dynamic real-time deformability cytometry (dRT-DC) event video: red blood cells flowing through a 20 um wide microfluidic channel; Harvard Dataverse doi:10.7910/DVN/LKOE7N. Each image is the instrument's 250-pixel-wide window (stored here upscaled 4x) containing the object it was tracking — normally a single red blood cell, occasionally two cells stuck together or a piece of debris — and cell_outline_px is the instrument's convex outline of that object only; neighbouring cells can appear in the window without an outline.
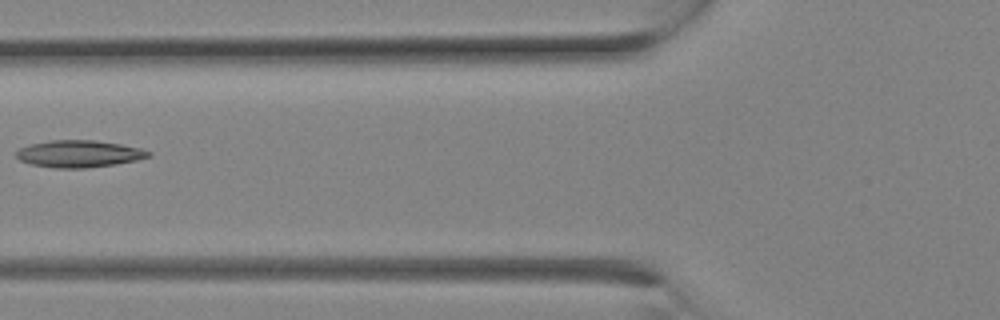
{"species": "Egyptian fruit bat (a non-hibernating species)", "species_latin": "Rousettus aegyptiacus", "temperature_condition": "room temperature", "stored_images_in_passage": 15, "camera_frame_rate_fps": 3000, "um_per_image_px": 0.085, "animal": {"sex": "female"}, "frame": {"image": 1, "passage_image": 11, "time_ms": 3.333, "image_size_px": [1000, 320], "cell_outline_px": [[152, 156], [136, 160], [116, 164], [84, 168], [52, 168], [32, 164], [20, 160], [16, 156], [16, 152], [20, 148], [32, 144], [48, 140], [96, 140], [120, 144], [140, 148], [152, 152]], "centroid_in_image_um": [6.74, 13.07], "position_along_channel_um": 119.1, "area_um2": 20.81}}
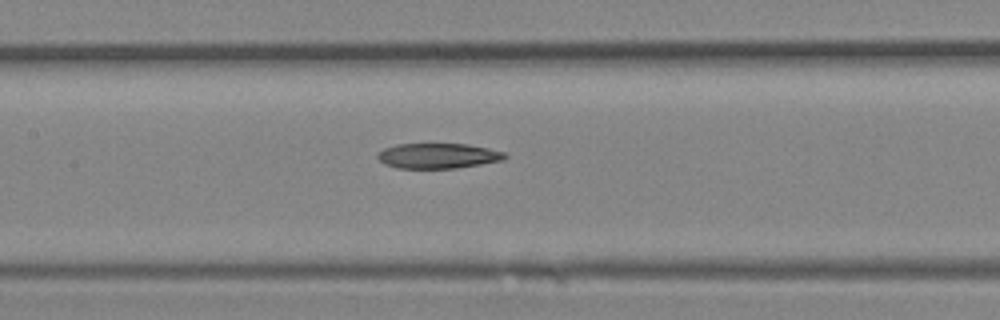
{"frame": {"image": 2, "passage_image": 13, "time_ms": 4.0, "image_size_px": [1000, 320], "cell_outline_px": [[508, 156], [504, 160], [456, 168], [396, 168], [384, 164], [376, 156], [376, 152], [384, 148], [396, 144], [468, 144], [488, 148], [504, 152]], "centroid_in_image_um": [37.2, 13.24], "position_along_channel_um": 170.2, "area_um2": 18.79}}
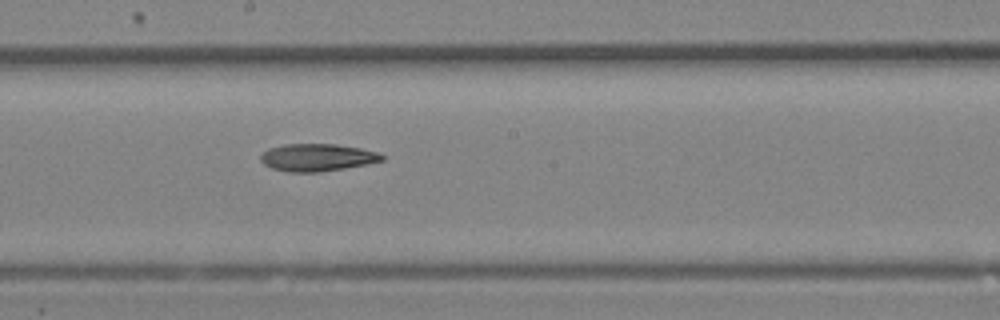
{"frame": {"image": 3, "passage_image": 15, "time_ms": 4.667, "image_size_px": [1000, 320], "cell_outline_px": [[384, 160], [344, 168], [320, 172], [288, 172], [272, 168], [264, 164], [260, 160], [260, 156], [268, 148], [284, 144], [336, 144], [360, 148], [380, 152], [384, 156]], "centroid_in_image_um": [26.95, 13.38], "position_along_channel_um": 221.2, "area_um2": 19.36}}